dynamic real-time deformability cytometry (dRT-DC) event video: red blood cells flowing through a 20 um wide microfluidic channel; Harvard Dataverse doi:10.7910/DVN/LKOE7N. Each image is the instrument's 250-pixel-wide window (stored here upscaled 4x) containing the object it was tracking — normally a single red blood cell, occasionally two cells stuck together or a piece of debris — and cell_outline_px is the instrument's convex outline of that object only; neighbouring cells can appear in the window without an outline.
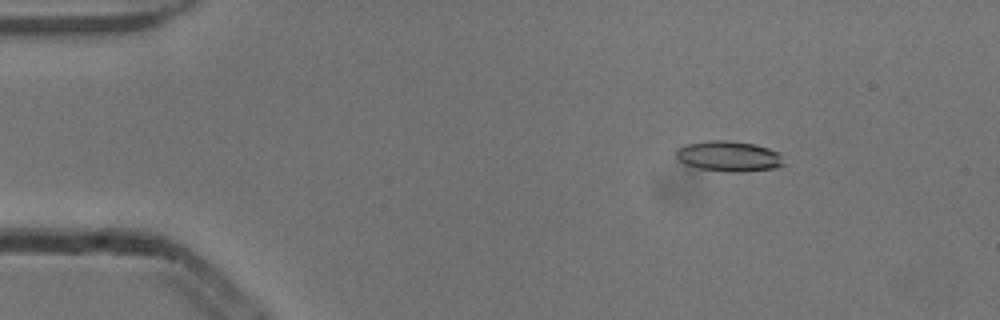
{"species": "common noctule bat (a hibernating species)", "species_latin": "Nyctalus noctula", "temperature_condition": "cold", "stored_images_in_passage": 52, "camera_frame_rate_fps": 3000, "um_per_image_px": 0.085, "animal": {"sex": "male", "body_mass_g": 13.3}, "frame": {"image": 1, "passage_image": 7, "time_ms": 2.0, "image_size_px": [1000, 320], "cell_outline_px": [[784, 164], [776, 168], [744, 172], [728, 172], [700, 168], [684, 164], [676, 156], [676, 148], [688, 144], [708, 140], [728, 140], [756, 144], [780, 152]], "centroid_in_image_um": [61.97, 13.28], "position_along_channel_um": 23.0, "area_um2": 19.25}}
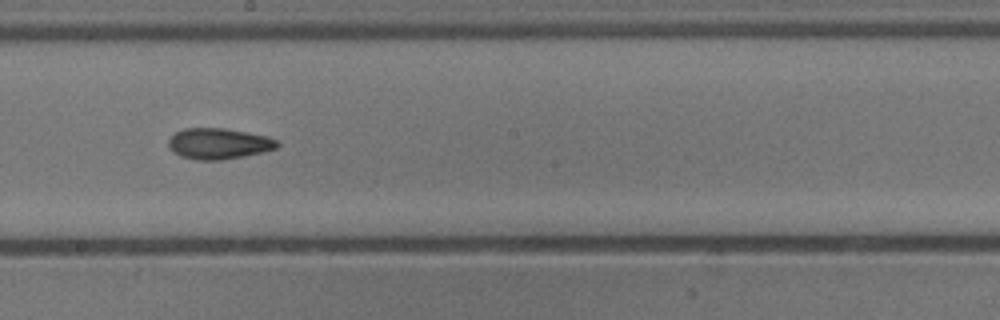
{"frame": {"image": 2, "passage_image": 29, "time_ms": 9.333, "image_size_px": [1000, 320], "cell_outline_px": [[280, 144], [276, 148], [264, 152], [244, 156], [220, 160], [196, 160], [180, 156], [172, 152], [168, 144], [168, 140], [176, 132], [184, 128], [224, 128], [268, 136], [276, 140]], "centroid_in_image_um": [18.58, 12.21], "position_along_channel_um": 229.6, "area_um2": 19.65}}
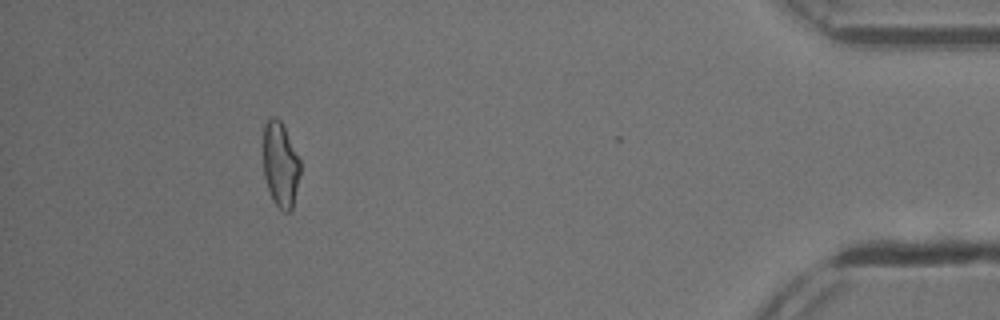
{"frame": {"image": 3, "passage_image": 48, "time_ms": 15.667, "image_size_px": [1000, 320], "cell_outline_px": [[300, 172], [292, 208], [288, 212], [284, 212], [272, 200], [264, 176], [264, 124], [268, 116], [276, 116], [280, 120], [300, 160]], "centroid_in_image_um": [23.82, 13.96], "position_along_channel_um": 411.4, "area_um2": 18.09}, "authors_computed_cell_mechanics": {"area_um2": 18.8717, "velocity_mm_per_s": 3.8611, "shape_relaxation_time_tau1_ms": null, "shape_relaxation_time_tau2_ms": 5.7283, "deformation_change_tau1": null, "deformation_change_tau2": 0.1534}}